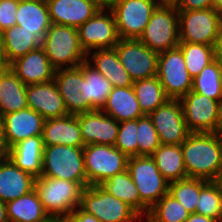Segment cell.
<instances>
[{
  "label": "cell",
  "mask_w": 222,
  "mask_h": 222,
  "mask_svg": "<svg viewBox=\"0 0 222 222\" xmlns=\"http://www.w3.org/2000/svg\"><path fill=\"white\" fill-rule=\"evenodd\" d=\"M87 186L100 185L128 167V156L115 146L87 144L83 147Z\"/></svg>",
  "instance_id": "52a82bcc"
},
{
  "label": "cell",
  "mask_w": 222,
  "mask_h": 222,
  "mask_svg": "<svg viewBox=\"0 0 222 222\" xmlns=\"http://www.w3.org/2000/svg\"><path fill=\"white\" fill-rule=\"evenodd\" d=\"M100 185L140 215V196L128 169L115 174Z\"/></svg>",
  "instance_id": "d6a6232c"
},
{
  "label": "cell",
  "mask_w": 222,
  "mask_h": 222,
  "mask_svg": "<svg viewBox=\"0 0 222 222\" xmlns=\"http://www.w3.org/2000/svg\"><path fill=\"white\" fill-rule=\"evenodd\" d=\"M139 40L158 53L176 48L180 43L177 8L158 6Z\"/></svg>",
  "instance_id": "9c48e42d"
},
{
  "label": "cell",
  "mask_w": 222,
  "mask_h": 222,
  "mask_svg": "<svg viewBox=\"0 0 222 222\" xmlns=\"http://www.w3.org/2000/svg\"><path fill=\"white\" fill-rule=\"evenodd\" d=\"M0 222H9L7 217L6 203L0 200Z\"/></svg>",
  "instance_id": "f907efd6"
},
{
  "label": "cell",
  "mask_w": 222,
  "mask_h": 222,
  "mask_svg": "<svg viewBox=\"0 0 222 222\" xmlns=\"http://www.w3.org/2000/svg\"><path fill=\"white\" fill-rule=\"evenodd\" d=\"M80 123L81 135L84 145L102 144L114 146L119 122L106 115L102 110H94L76 114Z\"/></svg>",
  "instance_id": "e0dca14e"
},
{
  "label": "cell",
  "mask_w": 222,
  "mask_h": 222,
  "mask_svg": "<svg viewBox=\"0 0 222 222\" xmlns=\"http://www.w3.org/2000/svg\"><path fill=\"white\" fill-rule=\"evenodd\" d=\"M208 181L187 177L169 183L168 193L173 196L186 210L192 214L196 212L200 189Z\"/></svg>",
  "instance_id": "8d00e7d4"
},
{
  "label": "cell",
  "mask_w": 222,
  "mask_h": 222,
  "mask_svg": "<svg viewBox=\"0 0 222 222\" xmlns=\"http://www.w3.org/2000/svg\"><path fill=\"white\" fill-rule=\"evenodd\" d=\"M133 89L139 106L145 115H149L170 99L156 76L135 81Z\"/></svg>",
  "instance_id": "1f68e13d"
},
{
  "label": "cell",
  "mask_w": 222,
  "mask_h": 222,
  "mask_svg": "<svg viewBox=\"0 0 222 222\" xmlns=\"http://www.w3.org/2000/svg\"><path fill=\"white\" fill-rule=\"evenodd\" d=\"M36 178L7 157L0 165V200L7 203L35 189Z\"/></svg>",
  "instance_id": "cb8c5ba5"
},
{
  "label": "cell",
  "mask_w": 222,
  "mask_h": 222,
  "mask_svg": "<svg viewBox=\"0 0 222 222\" xmlns=\"http://www.w3.org/2000/svg\"><path fill=\"white\" fill-rule=\"evenodd\" d=\"M83 76L87 80L89 112L101 110L112 90L110 81L86 61L83 62Z\"/></svg>",
  "instance_id": "e575fe53"
},
{
  "label": "cell",
  "mask_w": 222,
  "mask_h": 222,
  "mask_svg": "<svg viewBox=\"0 0 222 222\" xmlns=\"http://www.w3.org/2000/svg\"><path fill=\"white\" fill-rule=\"evenodd\" d=\"M26 95L28 107L40 114L45 120L68 115L64 100L54 80L27 85Z\"/></svg>",
  "instance_id": "ffe728a7"
},
{
  "label": "cell",
  "mask_w": 222,
  "mask_h": 222,
  "mask_svg": "<svg viewBox=\"0 0 222 222\" xmlns=\"http://www.w3.org/2000/svg\"><path fill=\"white\" fill-rule=\"evenodd\" d=\"M114 146L128 157L138 156L137 119L119 122Z\"/></svg>",
  "instance_id": "60d3db41"
},
{
  "label": "cell",
  "mask_w": 222,
  "mask_h": 222,
  "mask_svg": "<svg viewBox=\"0 0 222 222\" xmlns=\"http://www.w3.org/2000/svg\"><path fill=\"white\" fill-rule=\"evenodd\" d=\"M140 196V216L144 219L149 210L168 193L169 182L162 176L153 158L148 155L131 156L128 167Z\"/></svg>",
  "instance_id": "3957f363"
},
{
  "label": "cell",
  "mask_w": 222,
  "mask_h": 222,
  "mask_svg": "<svg viewBox=\"0 0 222 222\" xmlns=\"http://www.w3.org/2000/svg\"><path fill=\"white\" fill-rule=\"evenodd\" d=\"M41 176L78 182L86 188L83 147L44 146Z\"/></svg>",
  "instance_id": "5b68a950"
},
{
  "label": "cell",
  "mask_w": 222,
  "mask_h": 222,
  "mask_svg": "<svg viewBox=\"0 0 222 222\" xmlns=\"http://www.w3.org/2000/svg\"><path fill=\"white\" fill-rule=\"evenodd\" d=\"M214 133L222 137V102L220 103L218 121Z\"/></svg>",
  "instance_id": "681fc988"
},
{
  "label": "cell",
  "mask_w": 222,
  "mask_h": 222,
  "mask_svg": "<svg viewBox=\"0 0 222 222\" xmlns=\"http://www.w3.org/2000/svg\"><path fill=\"white\" fill-rule=\"evenodd\" d=\"M214 0H181L177 11H194L213 8Z\"/></svg>",
  "instance_id": "7bdbcfd3"
},
{
  "label": "cell",
  "mask_w": 222,
  "mask_h": 222,
  "mask_svg": "<svg viewBox=\"0 0 222 222\" xmlns=\"http://www.w3.org/2000/svg\"><path fill=\"white\" fill-rule=\"evenodd\" d=\"M159 6H175L177 7L181 0H157Z\"/></svg>",
  "instance_id": "816d5d0a"
},
{
  "label": "cell",
  "mask_w": 222,
  "mask_h": 222,
  "mask_svg": "<svg viewBox=\"0 0 222 222\" xmlns=\"http://www.w3.org/2000/svg\"><path fill=\"white\" fill-rule=\"evenodd\" d=\"M6 210L9 222H41L49 216L35 189L7 202Z\"/></svg>",
  "instance_id": "4dcf8cb0"
},
{
  "label": "cell",
  "mask_w": 222,
  "mask_h": 222,
  "mask_svg": "<svg viewBox=\"0 0 222 222\" xmlns=\"http://www.w3.org/2000/svg\"><path fill=\"white\" fill-rule=\"evenodd\" d=\"M180 43L214 46L222 26V15L214 8L178 11Z\"/></svg>",
  "instance_id": "ba28073f"
},
{
  "label": "cell",
  "mask_w": 222,
  "mask_h": 222,
  "mask_svg": "<svg viewBox=\"0 0 222 222\" xmlns=\"http://www.w3.org/2000/svg\"><path fill=\"white\" fill-rule=\"evenodd\" d=\"M149 116L157 130L161 144L181 145L191 133L186 125L179 99H169Z\"/></svg>",
  "instance_id": "9a60e30c"
},
{
  "label": "cell",
  "mask_w": 222,
  "mask_h": 222,
  "mask_svg": "<svg viewBox=\"0 0 222 222\" xmlns=\"http://www.w3.org/2000/svg\"><path fill=\"white\" fill-rule=\"evenodd\" d=\"M10 69L25 85L52 81L56 71L41 46L17 58Z\"/></svg>",
  "instance_id": "d6986e66"
},
{
  "label": "cell",
  "mask_w": 222,
  "mask_h": 222,
  "mask_svg": "<svg viewBox=\"0 0 222 222\" xmlns=\"http://www.w3.org/2000/svg\"><path fill=\"white\" fill-rule=\"evenodd\" d=\"M86 56V62L105 76L112 87L133 86L134 81L120 62L115 48L95 49Z\"/></svg>",
  "instance_id": "603a6c76"
},
{
  "label": "cell",
  "mask_w": 222,
  "mask_h": 222,
  "mask_svg": "<svg viewBox=\"0 0 222 222\" xmlns=\"http://www.w3.org/2000/svg\"><path fill=\"white\" fill-rule=\"evenodd\" d=\"M186 69L192 79L214 60V46L194 43H179Z\"/></svg>",
  "instance_id": "74e56055"
},
{
  "label": "cell",
  "mask_w": 222,
  "mask_h": 222,
  "mask_svg": "<svg viewBox=\"0 0 222 222\" xmlns=\"http://www.w3.org/2000/svg\"><path fill=\"white\" fill-rule=\"evenodd\" d=\"M9 68H2L0 69V81H1V78L3 76V74L8 70Z\"/></svg>",
  "instance_id": "9f6ffc18"
},
{
  "label": "cell",
  "mask_w": 222,
  "mask_h": 222,
  "mask_svg": "<svg viewBox=\"0 0 222 222\" xmlns=\"http://www.w3.org/2000/svg\"><path fill=\"white\" fill-rule=\"evenodd\" d=\"M81 48L87 54L95 49L114 48L120 38L113 12L101 8L86 23L78 28Z\"/></svg>",
  "instance_id": "4fadbf2b"
},
{
  "label": "cell",
  "mask_w": 222,
  "mask_h": 222,
  "mask_svg": "<svg viewBox=\"0 0 222 222\" xmlns=\"http://www.w3.org/2000/svg\"><path fill=\"white\" fill-rule=\"evenodd\" d=\"M42 139L44 146H85L81 135L80 123L76 115L73 114L46 119L43 125Z\"/></svg>",
  "instance_id": "7402d4cb"
},
{
  "label": "cell",
  "mask_w": 222,
  "mask_h": 222,
  "mask_svg": "<svg viewBox=\"0 0 222 222\" xmlns=\"http://www.w3.org/2000/svg\"><path fill=\"white\" fill-rule=\"evenodd\" d=\"M41 47L56 70L75 68L86 61L87 54L80 46L75 27L51 24Z\"/></svg>",
  "instance_id": "7a4b0ae2"
},
{
  "label": "cell",
  "mask_w": 222,
  "mask_h": 222,
  "mask_svg": "<svg viewBox=\"0 0 222 222\" xmlns=\"http://www.w3.org/2000/svg\"><path fill=\"white\" fill-rule=\"evenodd\" d=\"M101 110L117 122L135 120L145 115L139 106L133 86L112 87L106 104Z\"/></svg>",
  "instance_id": "484cf974"
},
{
  "label": "cell",
  "mask_w": 222,
  "mask_h": 222,
  "mask_svg": "<svg viewBox=\"0 0 222 222\" xmlns=\"http://www.w3.org/2000/svg\"><path fill=\"white\" fill-rule=\"evenodd\" d=\"M9 146L5 136L4 123L0 117V155H9Z\"/></svg>",
  "instance_id": "f6af8a7d"
},
{
  "label": "cell",
  "mask_w": 222,
  "mask_h": 222,
  "mask_svg": "<svg viewBox=\"0 0 222 222\" xmlns=\"http://www.w3.org/2000/svg\"><path fill=\"white\" fill-rule=\"evenodd\" d=\"M100 222H143V218L128 204L117 199L101 185L87 186L79 206Z\"/></svg>",
  "instance_id": "8992f818"
},
{
  "label": "cell",
  "mask_w": 222,
  "mask_h": 222,
  "mask_svg": "<svg viewBox=\"0 0 222 222\" xmlns=\"http://www.w3.org/2000/svg\"><path fill=\"white\" fill-rule=\"evenodd\" d=\"M179 100L190 132H215L220 102L193 91H189Z\"/></svg>",
  "instance_id": "5bb4252c"
},
{
  "label": "cell",
  "mask_w": 222,
  "mask_h": 222,
  "mask_svg": "<svg viewBox=\"0 0 222 222\" xmlns=\"http://www.w3.org/2000/svg\"><path fill=\"white\" fill-rule=\"evenodd\" d=\"M214 59L222 64V26L214 44Z\"/></svg>",
  "instance_id": "bcb514c9"
},
{
  "label": "cell",
  "mask_w": 222,
  "mask_h": 222,
  "mask_svg": "<svg viewBox=\"0 0 222 222\" xmlns=\"http://www.w3.org/2000/svg\"><path fill=\"white\" fill-rule=\"evenodd\" d=\"M27 85L9 68L0 81V117L28 107Z\"/></svg>",
  "instance_id": "83f0119b"
},
{
  "label": "cell",
  "mask_w": 222,
  "mask_h": 222,
  "mask_svg": "<svg viewBox=\"0 0 222 222\" xmlns=\"http://www.w3.org/2000/svg\"><path fill=\"white\" fill-rule=\"evenodd\" d=\"M159 6L157 0H114L113 12L120 39H139L150 17Z\"/></svg>",
  "instance_id": "30bf717a"
},
{
  "label": "cell",
  "mask_w": 222,
  "mask_h": 222,
  "mask_svg": "<svg viewBox=\"0 0 222 222\" xmlns=\"http://www.w3.org/2000/svg\"><path fill=\"white\" fill-rule=\"evenodd\" d=\"M9 155H0V165L4 161L5 158H7Z\"/></svg>",
  "instance_id": "6f0895ef"
},
{
  "label": "cell",
  "mask_w": 222,
  "mask_h": 222,
  "mask_svg": "<svg viewBox=\"0 0 222 222\" xmlns=\"http://www.w3.org/2000/svg\"><path fill=\"white\" fill-rule=\"evenodd\" d=\"M222 102V64L214 59L192 80V90Z\"/></svg>",
  "instance_id": "836d02e7"
},
{
  "label": "cell",
  "mask_w": 222,
  "mask_h": 222,
  "mask_svg": "<svg viewBox=\"0 0 222 222\" xmlns=\"http://www.w3.org/2000/svg\"><path fill=\"white\" fill-rule=\"evenodd\" d=\"M2 68H10V65L7 62L5 52H4V46L2 43V38L0 35V69Z\"/></svg>",
  "instance_id": "c3c4849f"
},
{
  "label": "cell",
  "mask_w": 222,
  "mask_h": 222,
  "mask_svg": "<svg viewBox=\"0 0 222 222\" xmlns=\"http://www.w3.org/2000/svg\"><path fill=\"white\" fill-rule=\"evenodd\" d=\"M54 82L64 100L68 114L89 112L87 80L83 76V63L75 68L56 70Z\"/></svg>",
  "instance_id": "2e32d148"
},
{
  "label": "cell",
  "mask_w": 222,
  "mask_h": 222,
  "mask_svg": "<svg viewBox=\"0 0 222 222\" xmlns=\"http://www.w3.org/2000/svg\"><path fill=\"white\" fill-rule=\"evenodd\" d=\"M41 222H64V218L56 216H48L45 220Z\"/></svg>",
  "instance_id": "db71d44e"
},
{
  "label": "cell",
  "mask_w": 222,
  "mask_h": 222,
  "mask_svg": "<svg viewBox=\"0 0 222 222\" xmlns=\"http://www.w3.org/2000/svg\"><path fill=\"white\" fill-rule=\"evenodd\" d=\"M42 135L22 140L9 149V158L22 171L38 178L42 173Z\"/></svg>",
  "instance_id": "d4e9b609"
},
{
  "label": "cell",
  "mask_w": 222,
  "mask_h": 222,
  "mask_svg": "<svg viewBox=\"0 0 222 222\" xmlns=\"http://www.w3.org/2000/svg\"><path fill=\"white\" fill-rule=\"evenodd\" d=\"M93 1L96 2L102 8H109L114 0H93Z\"/></svg>",
  "instance_id": "f5cc1de1"
},
{
  "label": "cell",
  "mask_w": 222,
  "mask_h": 222,
  "mask_svg": "<svg viewBox=\"0 0 222 222\" xmlns=\"http://www.w3.org/2000/svg\"><path fill=\"white\" fill-rule=\"evenodd\" d=\"M138 156H150L160 145L159 135L149 115L137 118Z\"/></svg>",
  "instance_id": "ab89813d"
},
{
  "label": "cell",
  "mask_w": 222,
  "mask_h": 222,
  "mask_svg": "<svg viewBox=\"0 0 222 222\" xmlns=\"http://www.w3.org/2000/svg\"><path fill=\"white\" fill-rule=\"evenodd\" d=\"M19 0H0V33L16 25Z\"/></svg>",
  "instance_id": "b9f144b4"
},
{
  "label": "cell",
  "mask_w": 222,
  "mask_h": 222,
  "mask_svg": "<svg viewBox=\"0 0 222 222\" xmlns=\"http://www.w3.org/2000/svg\"><path fill=\"white\" fill-rule=\"evenodd\" d=\"M213 8L222 15V0H214Z\"/></svg>",
  "instance_id": "11a10c76"
},
{
  "label": "cell",
  "mask_w": 222,
  "mask_h": 222,
  "mask_svg": "<svg viewBox=\"0 0 222 222\" xmlns=\"http://www.w3.org/2000/svg\"><path fill=\"white\" fill-rule=\"evenodd\" d=\"M0 35L9 65L17 58L41 46L42 40L38 36L18 25L4 30Z\"/></svg>",
  "instance_id": "f1b7e54d"
},
{
  "label": "cell",
  "mask_w": 222,
  "mask_h": 222,
  "mask_svg": "<svg viewBox=\"0 0 222 222\" xmlns=\"http://www.w3.org/2000/svg\"><path fill=\"white\" fill-rule=\"evenodd\" d=\"M185 222H218L216 219L198 213H192Z\"/></svg>",
  "instance_id": "7dc6e473"
},
{
  "label": "cell",
  "mask_w": 222,
  "mask_h": 222,
  "mask_svg": "<svg viewBox=\"0 0 222 222\" xmlns=\"http://www.w3.org/2000/svg\"><path fill=\"white\" fill-rule=\"evenodd\" d=\"M114 48L134 82L156 76L159 53L148 48L139 39H120Z\"/></svg>",
  "instance_id": "7c38bea8"
},
{
  "label": "cell",
  "mask_w": 222,
  "mask_h": 222,
  "mask_svg": "<svg viewBox=\"0 0 222 222\" xmlns=\"http://www.w3.org/2000/svg\"><path fill=\"white\" fill-rule=\"evenodd\" d=\"M156 77L170 99H180L192 90L193 79L178 46L159 53Z\"/></svg>",
  "instance_id": "8fae6325"
},
{
  "label": "cell",
  "mask_w": 222,
  "mask_h": 222,
  "mask_svg": "<svg viewBox=\"0 0 222 222\" xmlns=\"http://www.w3.org/2000/svg\"><path fill=\"white\" fill-rule=\"evenodd\" d=\"M64 222H100L94 215L88 214L80 207H77L69 216L64 218Z\"/></svg>",
  "instance_id": "ee69618b"
},
{
  "label": "cell",
  "mask_w": 222,
  "mask_h": 222,
  "mask_svg": "<svg viewBox=\"0 0 222 222\" xmlns=\"http://www.w3.org/2000/svg\"><path fill=\"white\" fill-rule=\"evenodd\" d=\"M150 156L169 183L187 178L180 145L161 144Z\"/></svg>",
  "instance_id": "f546056e"
},
{
  "label": "cell",
  "mask_w": 222,
  "mask_h": 222,
  "mask_svg": "<svg viewBox=\"0 0 222 222\" xmlns=\"http://www.w3.org/2000/svg\"><path fill=\"white\" fill-rule=\"evenodd\" d=\"M198 214L222 221V184L220 181H208L201 189L197 202Z\"/></svg>",
  "instance_id": "f35d334b"
},
{
  "label": "cell",
  "mask_w": 222,
  "mask_h": 222,
  "mask_svg": "<svg viewBox=\"0 0 222 222\" xmlns=\"http://www.w3.org/2000/svg\"><path fill=\"white\" fill-rule=\"evenodd\" d=\"M16 25L34 33L41 40L51 23L46 0H19Z\"/></svg>",
  "instance_id": "4316f807"
},
{
  "label": "cell",
  "mask_w": 222,
  "mask_h": 222,
  "mask_svg": "<svg viewBox=\"0 0 222 222\" xmlns=\"http://www.w3.org/2000/svg\"><path fill=\"white\" fill-rule=\"evenodd\" d=\"M9 148L30 137L42 135L45 119L27 107L2 116Z\"/></svg>",
  "instance_id": "44dd1931"
},
{
  "label": "cell",
  "mask_w": 222,
  "mask_h": 222,
  "mask_svg": "<svg viewBox=\"0 0 222 222\" xmlns=\"http://www.w3.org/2000/svg\"><path fill=\"white\" fill-rule=\"evenodd\" d=\"M180 146L187 177L220 181L222 137L215 133L191 132Z\"/></svg>",
  "instance_id": "6da1fadb"
},
{
  "label": "cell",
  "mask_w": 222,
  "mask_h": 222,
  "mask_svg": "<svg viewBox=\"0 0 222 222\" xmlns=\"http://www.w3.org/2000/svg\"><path fill=\"white\" fill-rule=\"evenodd\" d=\"M85 188L78 182L40 176L35 180V190L49 216L65 218L81 204Z\"/></svg>",
  "instance_id": "277c9868"
},
{
  "label": "cell",
  "mask_w": 222,
  "mask_h": 222,
  "mask_svg": "<svg viewBox=\"0 0 222 222\" xmlns=\"http://www.w3.org/2000/svg\"><path fill=\"white\" fill-rule=\"evenodd\" d=\"M52 24L79 28L102 7L93 0H46Z\"/></svg>",
  "instance_id": "ac0fdd59"
},
{
  "label": "cell",
  "mask_w": 222,
  "mask_h": 222,
  "mask_svg": "<svg viewBox=\"0 0 222 222\" xmlns=\"http://www.w3.org/2000/svg\"><path fill=\"white\" fill-rule=\"evenodd\" d=\"M190 213L167 193L148 212L143 222H185Z\"/></svg>",
  "instance_id": "d590c367"
}]
</instances>
